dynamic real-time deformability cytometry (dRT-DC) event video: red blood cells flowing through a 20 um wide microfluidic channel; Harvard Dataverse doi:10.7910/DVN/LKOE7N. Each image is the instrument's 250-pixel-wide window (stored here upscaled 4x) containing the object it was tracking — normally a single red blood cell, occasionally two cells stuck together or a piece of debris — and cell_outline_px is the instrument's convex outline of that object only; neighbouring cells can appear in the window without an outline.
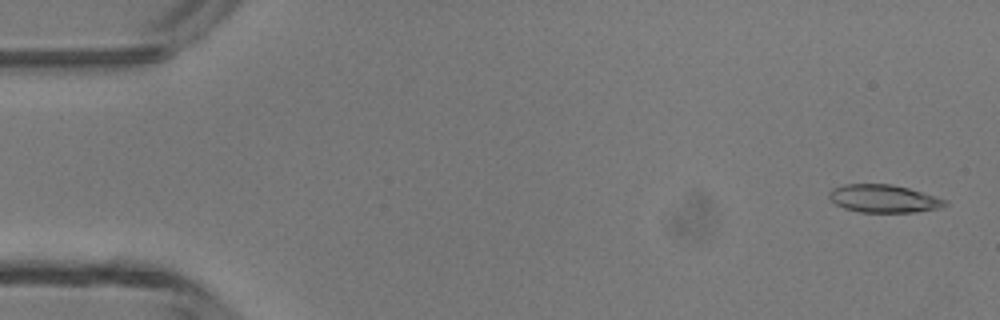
{"species": "common noctule bat (a hibernating species)", "species_latin": "Nyctalus noctula", "temperature_condition": "room temperature", "stored_images_in_passage": 12, "camera_frame_rate_fps": 3000, "um_per_image_px": 0.085, "animal": {"sex": "male", "body_mass_g": 13.3}, "frame": {"image": 1, "passage_image": 1, "time_ms": 0.0, "image_size_px": [1000, 320], "cell_outline_px": [[948, 204], [940, 208], [912, 212], [860, 212], [844, 208], [836, 204], [828, 196], [828, 192], [832, 188], [844, 184], [892, 184], [908, 188], [936, 196], [948, 200]], "centroid_in_image_um": [75.11, 16.88], "position_along_channel_um": 9.9, "area_um2": 18.84}}
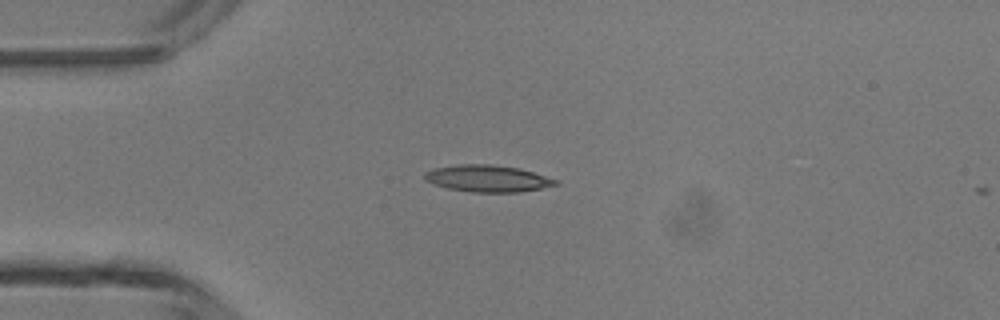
{"frame": {"image": 2, "passage_image": 11, "time_ms": 3.333, "image_size_px": [1000, 320], "cell_outline_px": [[560, 184], [520, 192], [468, 192], [448, 188], [424, 180], [424, 172], [432, 168], [456, 164], [492, 164], [520, 168], [560, 180]], "centroid_in_image_um": [41.45, 15.16], "position_along_channel_um": 43.5, "area_um2": 20.69}}